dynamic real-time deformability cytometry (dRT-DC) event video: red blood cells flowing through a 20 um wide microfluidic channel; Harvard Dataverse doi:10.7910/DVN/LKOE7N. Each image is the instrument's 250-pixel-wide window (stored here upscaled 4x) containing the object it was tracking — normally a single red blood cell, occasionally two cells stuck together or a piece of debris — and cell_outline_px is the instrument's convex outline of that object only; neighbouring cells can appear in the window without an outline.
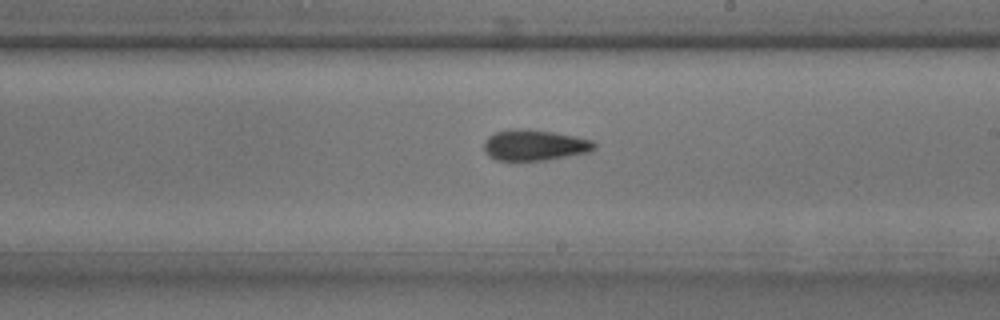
{"species": "common noctule bat (a hibernating species)", "species_latin": "Nyctalus noctula", "temperature_condition": "room temperature", "stored_images_in_passage": 26, "camera_frame_rate_fps": 3000, "um_per_image_px": 0.085, "animal": {"sex": "male", "body_mass_g": 17.9, "forearm_length_mm": 54.2}, "frame": {"image": 1, "passage_image": 15, "time_ms": 4.667, "image_size_px": [1000, 320], "cell_outline_px": [[596, 148], [592, 152], [544, 160], [496, 160], [488, 156], [484, 152], [484, 140], [488, 136], [496, 132], [512, 128], [524, 128], [552, 132], [576, 136], [592, 140], [596, 144]], "centroid_in_image_um": [45.43, 12.33], "position_along_channel_um": 243.6, "area_um2": 20.06}}
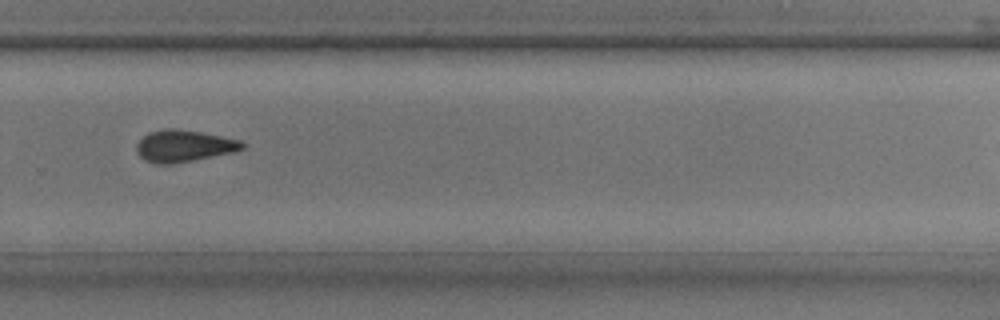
{"frame": {"image": 2, "passage_image": 19, "time_ms": 6.0, "image_size_px": [1000, 320], "cell_outline_px": [[244, 148], [236, 152], [172, 164], [156, 164], [144, 160], [136, 152], [136, 144], [148, 132], [164, 128], [176, 128], [200, 132], [240, 140], [244, 144]], "centroid_in_image_um": [15.61, 12.41], "position_along_channel_um": 314.2, "area_um2": 19.71}}
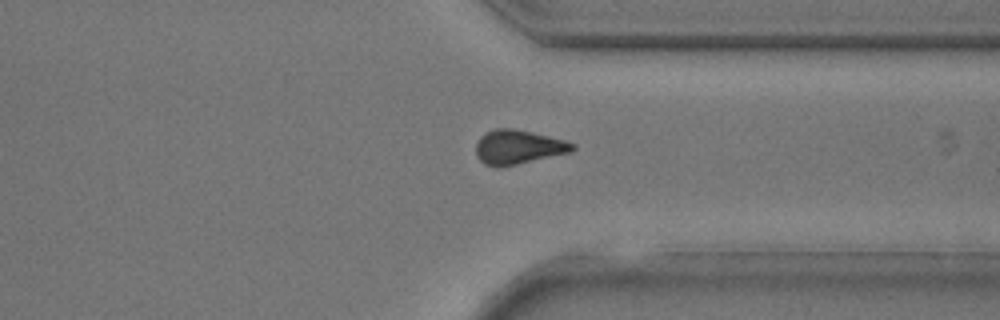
{"frame": {"image": 3, "passage_image": 22, "time_ms": 7.0, "image_size_px": [1000, 320], "cell_outline_px": [[576, 148], [572, 152], [500, 168], [496, 168], [484, 164], [476, 156], [476, 140], [484, 132], [496, 128], [512, 128], [532, 132], [564, 140], [576, 144]], "centroid_in_image_um": [44.02, 12.51], "position_along_channel_um": 367.4, "area_um2": 19.59}}